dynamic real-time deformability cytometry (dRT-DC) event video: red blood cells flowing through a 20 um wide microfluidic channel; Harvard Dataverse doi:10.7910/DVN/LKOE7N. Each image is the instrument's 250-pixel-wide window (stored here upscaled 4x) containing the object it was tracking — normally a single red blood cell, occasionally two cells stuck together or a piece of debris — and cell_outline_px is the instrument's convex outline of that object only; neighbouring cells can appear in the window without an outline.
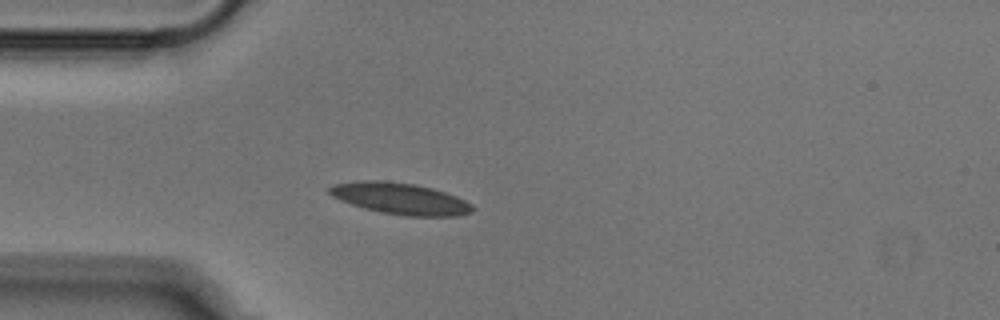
{"species": "Egyptian fruit bat (a non-hibernating species)", "species_latin": "Rousettus aegyptiacus", "temperature_condition": "cold", "stored_images_in_passage": 39, "camera_frame_rate_fps": 3000, "um_per_image_px": 0.085, "animal": {"sex": "male"}, "frame": {"image": 1, "passage_image": 1, "time_ms": 0.0, "image_size_px": [1000, 320], "cell_outline_px": [[476, 208], [472, 212], [456, 216], [404, 216], [364, 208], [340, 200], [332, 196], [328, 192], [328, 188], [336, 184], [364, 180], [380, 180], [412, 184], [432, 188], [456, 196], [472, 204]], "centroid_in_image_um": [34.05, 16.88], "position_along_channel_um": 51.0, "area_um2": 25.95}}
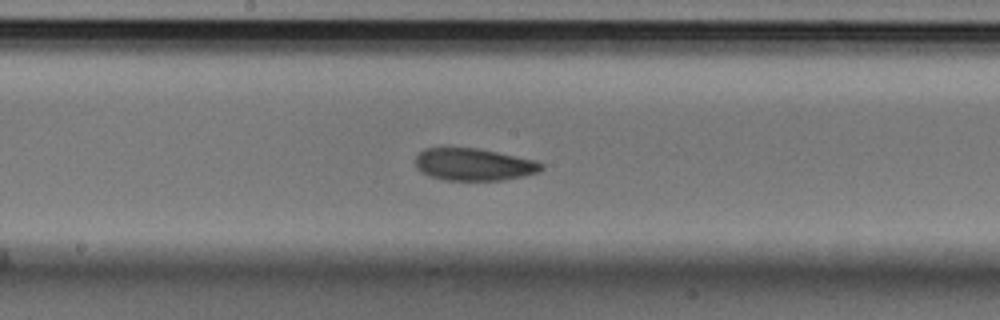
{"frame": {"image": 2, "passage_image": 14, "time_ms": 4.333, "image_size_px": [1000, 320], "cell_outline_px": [[544, 168], [540, 172], [524, 176], [504, 180], [444, 180], [428, 176], [420, 172], [416, 168], [416, 156], [424, 148], [440, 144], [476, 148], [536, 160], [544, 164]], "centroid_in_image_um": [40.21, 13.94], "position_along_channel_um": 208.0, "area_um2": 24.57}}
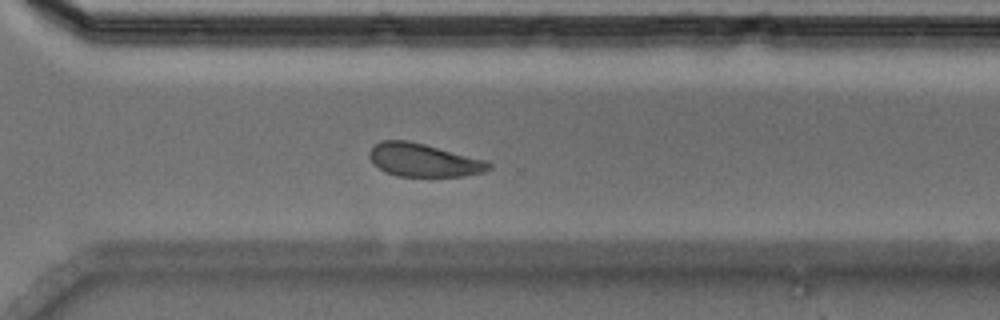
{"frame": {"image": 3, "passage_image": 24, "time_ms": 7.667, "image_size_px": [1000, 320], "cell_outline_px": [[492, 168], [484, 172], [464, 176], [396, 176], [384, 172], [368, 156], [368, 152], [376, 144], [384, 140], [408, 140], [488, 160], [492, 164]], "centroid_in_image_um": [36.05, 13.61], "position_along_channel_um": 334.5, "area_um2": 23.06}}